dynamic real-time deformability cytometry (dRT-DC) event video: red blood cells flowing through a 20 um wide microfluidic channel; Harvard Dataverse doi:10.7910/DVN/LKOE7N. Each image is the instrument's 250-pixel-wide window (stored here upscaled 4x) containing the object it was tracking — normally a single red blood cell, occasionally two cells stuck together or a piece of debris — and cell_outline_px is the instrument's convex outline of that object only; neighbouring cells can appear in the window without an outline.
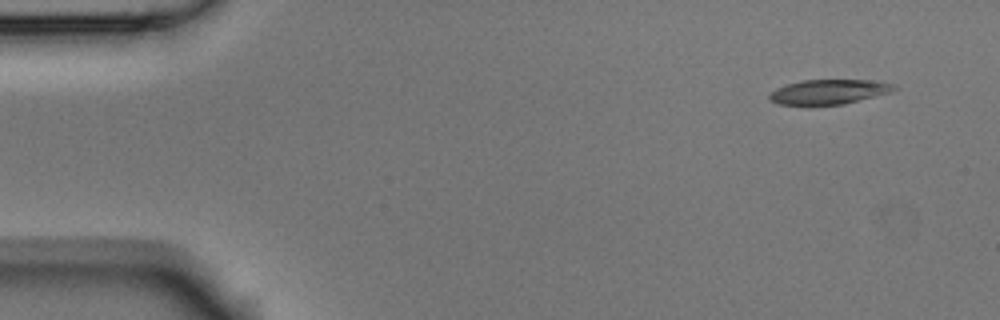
{"species": "Egyptian fruit bat (a non-hibernating species)", "species_latin": "Rousettus aegyptiacus", "temperature_condition": "room temperature", "stored_images_in_passage": 5, "camera_frame_rate_fps": 3000, "um_per_image_px": 0.085, "animal": {"sex": "male"}, "frame": {"image": 1, "passage_image": 1, "time_ms": 0.0, "image_size_px": [1000, 320], "cell_outline_px": [[900, 88], [892, 92], [844, 104], [808, 108], [780, 104], [772, 100], [768, 96], [768, 92], [776, 88], [788, 84], [804, 80], [868, 80], [892, 84]], "centroid_in_image_um": [70.4, 7.85], "position_along_channel_um": 14.6, "area_um2": 18.61}}
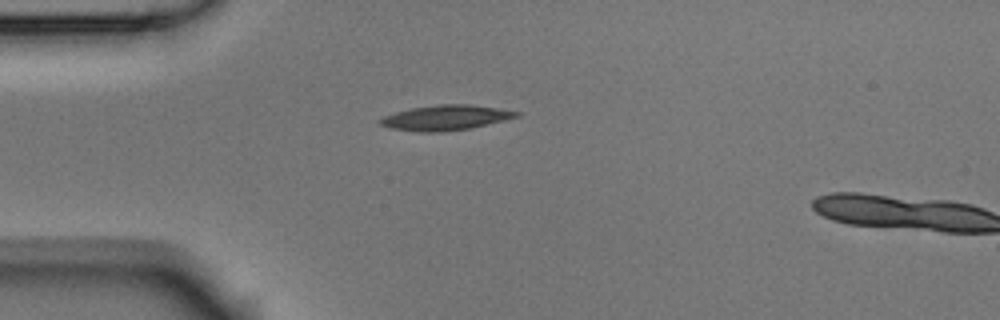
{"frame": {"image": 2, "passage_image": 4, "time_ms": 1.0, "image_size_px": [1000, 320], "cell_outline_px": [[520, 116], [504, 120], [468, 128], [440, 132], [420, 132], [392, 128], [380, 124], [376, 120], [384, 116], [396, 112], [412, 108], [440, 104], [468, 104], [496, 108], [520, 112]], "centroid_in_image_um": [37.85, 10.0], "position_along_channel_um": 47.2, "area_um2": 19.59}}